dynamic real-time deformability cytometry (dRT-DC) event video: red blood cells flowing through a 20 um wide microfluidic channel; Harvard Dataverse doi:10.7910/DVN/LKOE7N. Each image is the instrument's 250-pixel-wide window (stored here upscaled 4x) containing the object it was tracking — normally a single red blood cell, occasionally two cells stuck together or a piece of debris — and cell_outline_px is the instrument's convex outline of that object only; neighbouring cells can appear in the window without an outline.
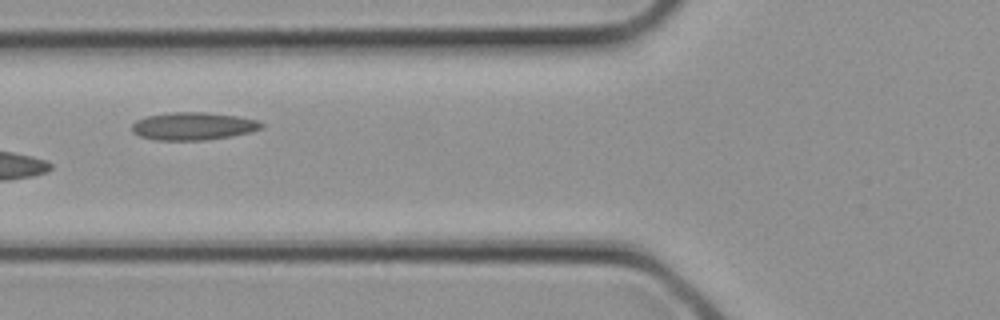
{"species": "common noctule bat (a hibernating species)", "species_latin": "Nyctalus noctula", "temperature_condition": "cold", "stored_images_in_passage": 2, "camera_frame_rate_fps": 3000, "um_per_image_px": 0.085, "animal": {"sex": "female", "body_mass_g": 21.9}, "frame": {"image": 1, "passage_image": 2, "time_ms": 0.333, "image_size_px": [1000, 320], "cell_outline_px": [[264, 124], [260, 128], [252, 132], [232, 136], [208, 140], [156, 140], [140, 136], [132, 132], [132, 124], [136, 120], [144, 116], [168, 112], [204, 112], [236, 116], [256, 120]], "centroid_in_image_um": [16.38, 10.72], "position_along_channel_um": 109.4, "area_um2": 21.04}}